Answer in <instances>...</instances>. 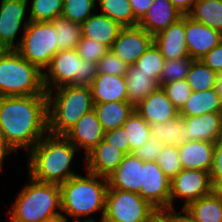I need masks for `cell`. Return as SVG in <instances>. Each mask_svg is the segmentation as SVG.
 <instances>
[{
  "label": "cell",
  "instance_id": "6da1fadb",
  "mask_svg": "<svg viewBox=\"0 0 222 222\" xmlns=\"http://www.w3.org/2000/svg\"><path fill=\"white\" fill-rule=\"evenodd\" d=\"M47 105L46 94L0 97V128L13 150L32 149L48 133Z\"/></svg>",
  "mask_w": 222,
  "mask_h": 222
},
{
  "label": "cell",
  "instance_id": "7a4b0ae2",
  "mask_svg": "<svg viewBox=\"0 0 222 222\" xmlns=\"http://www.w3.org/2000/svg\"><path fill=\"white\" fill-rule=\"evenodd\" d=\"M76 150L65 136L47 133L29 149V177L42 183L66 182L77 175L70 170Z\"/></svg>",
  "mask_w": 222,
  "mask_h": 222
},
{
  "label": "cell",
  "instance_id": "3957f363",
  "mask_svg": "<svg viewBox=\"0 0 222 222\" xmlns=\"http://www.w3.org/2000/svg\"><path fill=\"white\" fill-rule=\"evenodd\" d=\"M47 95L48 133L64 135L87 112L94 109L90 86L65 85ZM53 104V105H52Z\"/></svg>",
  "mask_w": 222,
  "mask_h": 222
},
{
  "label": "cell",
  "instance_id": "277c9868",
  "mask_svg": "<svg viewBox=\"0 0 222 222\" xmlns=\"http://www.w3.org/2000/svg\"><path fill=\"white\" fill-rule=\"evenodd\" d=\"M29 179L31 183L20 191L8 212L12 214L10 222H47L59 217L67 221L59 211L62 209L60 186Z\"/></svg>",
  "mask_w": 222,
  "mask_h": 222
},
{
  "label": "cell",
  "instance_id": "5b68a950",
  "mask_svg": "<svg viewBox=\"0 0 222 222\" xmlns=\"http://www.w3.org/2000/svg\"><path fill=\"white\" fill-rule=\"evenodd\" d=\"M99 177L101 178L98 179ZM59 186L62 211L75 217L73 219L76 220L80 216L91 215V213L102 209V222L108 190L106 177L88 171L87 177L77 174Z\"/></svg>",
  "mask_w": 222,
  "mask_h": 222
},
{
  "label": "cell",
  "instance_id": "8992f818",
  "mask_svg": "<svg viewBox=\"0 0 222 222\" xmlns=\"http://www.w3.org/2000/svg\"><path fill=\"white\" fill-rule=\"evenodd\" d=\"M46 94L43 72L15 49L0 50V97Z\"/></svg>",
  "mask_w": 222,
  "mask_h": 222
},
{
  "label": "cell",
  "instance_id": "52a82bcc",
  "mask_svg": "<svg viewBox=\"0 0 222 222\" xmlns=\"http://www.w3.org/2000/svg\"><path fill=\"white\" fill-rule=\"evenodd\" d=\"M46 69L49 72H43L46 92L52 91L53 85L56 88L65 85L90 86L98 74L97 64L82 59L76 49L60 50Z\"/></svg>",
  "mask_w": 222,
  "mask_h": 222
},
{
  "label": "cell",
  "instance_id": "ba28073f",
  "mask_svg": "<svg viewBox=\"0 0 222 222\" xmlns=\"http://www.w3.org/2000/svg\"><path fill=\"white\" fill-rule=\"evenodd\" d=\"M22 39L15 44V50L29 63L41 71L46 70L52 58L59 52L54 21L24 22Z\"/></svg>",
  "mask_w": 222,
  "mask_h": 222
},
{
  "label": "cell",
  "instance_id": "9c48e42d",
  "mask_svg": "<svg viewBox=\"0 0 222 222\" xmlns=\"http://www.w3.org/2000/svg\"><path fill=\"white\" fill-rule=\"evenodd\" d=\"M154 210L138 193L108 188L102 222H145Z\"/></svg>",
  "mask_w": 222,
  "mask_h": 222
},
{
  "label": "cell",
  "instance_id": "30bf717a",
  "mask_svg": "<svg viewBox=\"0 0 222 222\" xmlns=\"http://www.w3.org/2000/svg\"><path fill=\"white\" fill-rule=\"evenodd\" d=\"M212 181L210 172L203 170L183 169L171 180L170 209H173L175 197L185 198L182 208H186L191 202L212 193Z\"/></svg>",
  "mask_w": 222,
  "mask_h": 222
},
{
  "label": "cell",
  "instance_id": "8fae6325",
  "mask_svg": "<svg viewBox=\"0 0 222 222\" xmlns=\"http://www.w3.org/2000/svg\"><path fill=\"white\" fill-rule=\"evenodd\" d=\"M170 179L156 161L143 162L142 185L139 195L155 209H170Z\"/></svg>",
  "mask_w": 222,
  "mask_h": 222
},
{
  "label": "cell",
  "instance_id": "7c38bea8",
  "mask_svg": "<svg viewBox=\"0 0 222 222\" xmlns=\"http://www.w3.org/2000/svg\"><path fill=\"white\" fill-rule=\"evenodd\" d=\"M153 36L137 26L122 27L110 50L128 66L138 59L152 45Z\"/></svg>",
  "mask_w": 222,
  "mask_h": 222
},
{
  "label": "cell",
  "instance_id": "4fadbf2b",
  "mask_svg": "<svg viewBox=\"0 0 222 222\" xmlns=\"http://www.w3.org/2000/svg\"><path fill=\"white\" fill-rule=\"evenodd\" d=\"M185 33L188 54L194 60H201L222 39L219 31L195 21L188 15H185Z\"/></svg>",
  "mask_w": 222,
  "mask_h": 222
},
{
  "label": "cell",
  "instance_id": "5bb4252c",
  "mask_svg": "<svg viewBox=\"0 0 222 222\" xmlns=\"http://www.w3.org/2000/svg\"><path fill=\"white\" fill-rule=\"evenodd\" d=\"M28 0H1L0 50L15 49L14 39L19 31Z\"/></svg>",
  "mask_w": 222,
  "mask_h": 222
},
{
  "label": "cell",
  "instance_id": "9a60e30c",
  "mask_svg": "<svg viewBox=\"0 0 222 222\" xmlns=\"http://www.w3.org/2000/svg\"><path fill=\"white\" fill-rule=\"evenodd\" d=\"M105 135V131L98 120L94 109L87 112L69 131L65 136L77 149L83 147L86 149L85 153H89L95 148Z\"/></svg>",
  "mask_w": 222,
  "mask_h": 222
},
{
  "label": "cell",
  "instance_id": "2e32d148",
  "mask_svg": "<svg viewBox=\"0 0 222 222\" xmlns=\"http://www.w3.org/2000/svg\"><path fill=\"white\" fill-rule=\"evenodd\" d=\"M153 43L161 51L165 60L190 58L186 45L185 15L153 36Z\"/></svg>",
  "mask_w": 222,
  "mask_h": 222
},
{
  "label": "cell",
  "instance_id": "e0dca14e",
  "mask_svg": "<svg viewBox=\"0 0 222 222\" xmlns=\"http://www.w3.org/2000/svg\"><path fill=\"white\" fill-rule=\"evenodd\" d=\"M135 111L149 125L161 124L179 116V110L172 104L160 86L135 106Z\"/></svg>",
  "mask_w": 222,
  "mask_h": 222
},
{
  "label": "cell",
  "instance_id": "ac0fdd59",
  "mask_svg": "<svg viewBox=\"0 0 222 222\" xmlns=\"http://www.w3.org/2000/svg\"><path fill=\"white\" fill-rule=\"evenodd\" d=\"M186 125L185 142L191 140L217 143L222 140V113H205L183 117Z\"/></svg>",
  "mask_w": 222,
  "mask_h": 222
},
{
  "label": "cell",
  "instance_id": "d6986e66",
  "mask_svg": "<svg viewBox=\"0 0 222 222\" xmlns=\"http://www.w3.org/2000/svg\"><path fill=\"white\" fill-rule=\"evenodd\" d=\"M143 161L133 153L126 154L116 170L107 177L108 188L140 193Z\"/></svg>",
  "mask_w": 222,
  "mask_h": 222
},
{
  "label": "cell",
  "instance_id": "ffe728a7",
  "mask_svg": "<svg viewBox=\"0 0 222 222\" xmlns=\"http://www.w3.org/2000/svg\"><path fill=\"white\" fill-rule=\"evenodd\" d=\"M183 17L170 0H153L149 11L138 22L150 35L155 36Z\"/></svg>",
  "mask_w": 222,
  "mask_h": 222
},
{
  "label": "cell",
  "instance_id": "44dd1931",
  "mask_svg": "<svg viewBox=\"0 0 222 222\" xmlns=\"http://www.w3.org/2000/svg\"><path fill=\"white\" fill-rule=\"evenodd\" d=\"M126 154L102 140L85 156L87 171L109 177L123 161Z\"/></svg>",
  "mask_w": 222,
  "mask_h": 222
},
{
  "label": "cell",
  "instance_id": "7402d4cb",
  "mask_svg": "<svg viewBox=\"0 0 222 222\" xmlns=\"http://www.w3.org/2000/svg\"><path fill=\"white\" fill-rule=\"evenodd\" d=\"M215 143L191 140L178 146L183 169L211 172Z\"/></svg>",
  "mask_w": 222,
  "mask_h": 222
},
{
  "label": "cell",
  "instance_id": "603a6c76",
  "mask_svg": "<svg viewBox=\"0 0 222 222\" xmlns=\"http://www.w3.org/2000/svg\"><path fill=\"white\" fill-rule=\"evenodd\" d=\"M93 103L128 101V92L124 77L109 74H97L90 85Z\"/></svg>",
  "mask_w": 222,
  "mask_h": 222
},
{
  "label": "cell",
  "instance_id": "cb8c5ba5",
  "mask_svg": "<svg viewBox=\"0 0 222 222\" xmlns=\"http://www.w3.org/2000/svg\"><path fill=\"white\" fill-rule=\"evenodd\" d=\"M121 28L118 22L102 13L91 15L81 24L83 38L103 43L109 48L116 40Z\"/></svg>",
  "mask_w": 222,
  "mask_h": 222
},
{
  "label": "cell",
  "instance_id": "d4e9b609",
  "mask_svg": "<svg viewBox=\"0 0 222 222\" xmlns=\"http://www.w3.org/2000/svg\"><path fill=\"white\" fill-rule=\"evenodd\" d=\"M205 113H222V100L215 88L202 92L192 91L179 110L181 117L201 116Z\"/></svg>",
  "mask_w": 222,
  "mask_h": 222
},
{
  "label": "cell",
  "instance_id": "484cf974",
  "mask_svg": "<svg viewBox=\"0 0 222 222\" xmlns=\"http://www.w3.org/2000/svg\"><path fill=\"white\" fill-rule=\"evenodd\" d=\"M124 78L128 92V102L134 107L159 87L154 78L139 70L136 65L128 67Z\"/></svg>",
  "mask_w": 222,
  "mask_h": 222
},
{
  "label": "cell",
  "instance_id": "4316f807",
  "mask_svg": "<svg viewBox=\"0 0 222 222\" xmlns=\"http://www.w3.org/2000/svg\"><path fill=\"white\" fill-rule=\"evenodd\" d=\"M94 110L104 131L122 127L127 118L133 113L135 107L128 101L95 103Z\"/></svg>",
  "mask_w": 222,
  "mask_h": 222
},
{
  "label": "cell",
  "instance_id": "83f0119b",
  "mask_svg": "<svg viewBox=\"0 0 222 222\" xmlns=\"http://www.w3.org/2000/svg\"><path fill=\"white\" fill-rule=\"evenodd\" d=\"M183 210L196 222H222V200L213 192Z\"/></svg>",
  "mask_w": 222,
  "mask_h": 222
},
{
  "label": "cell",
  "instance_id": "f1b7e54d",
  "mask_svg": "<svg viewBox=\"0 0 222 222\" xmlns=\"http://www.w3.org/2000/svg\"><path fill=\"white\" fill-rule=\"evenodd\" d=\"M187 15L222 34V0H196Z\"/></svg>",
  "mask_w": 222,
  "mask_h": 222
},
{
  "label": "cell",
  "instance_id": "f546056e",
  "mask_svg": "<svg viewBox=\"0 0 222 222\" xmlns=\"http://www.w3.org/2000/svg\"><path fill=\"white\" fill-rule=\"evenodd\" d=\"M150 129L151 136L164 145L180 146L185 142L186 125L180 115L161 124H151Z\"/></svg>",
  "mask_w": 222,
  "mask_h": 222
},
{
  "label": "cell",
  "instance_id": "4dcf8cb0",
  "mask_svg": "<svg viewBox=\"0 0 222 222\" xmlns=\"http://www.w3.org/2000/svg\"><path fill=\"white\" fill-rule=\"evenodd\" d=\"M126 131L130 154L144 145L152 136L150 125L134 110L122 125Z\"/></svg>",
  "mask_w": 222,
  "mask_h": 222
},
{
  "label": "cell",
  "instance_id": "1f68e13d",
  "mask_svg": "<svg viewBox=\"0 0 222 222\" xmlns=\"http://www.w3.org/2000/svg\"><path fill=\"white\" fill-rule=\"evenodd\" d=\"M103 15L118 22L122 27L137 26L129 0H98Z\"/></svg>",
  "mask_w": 222,
  "mask_h": 222
},
{
  "label": "cell",
  "instance_id": "d6a6232c",
  "mask_svg": "<svg viewBox=\"0 0 222 222\" xmlns=\"http://www.w3.org/2000/svg\"><path fill=\"white\" fill-rule=\"evenodd\" d=\"M58 50L76 49L82 38L81 24L63 17L54 20Z\"/></svg>",
  "mask_w": 222,
  "mask_h": 222
},
{
  "label": "cell",
  "instance_id": "836d02e7",
  "mask_svg": "<svg viewBox=\"0 0 222 222\" xmlns=\"http://www.w3.org/2000/svg\"><path fill=\"white\" fill-rule=\"evenodd\" d=\"M217 75L201 60H193L186 80L192 91L202 92L215 88Z\"/></svg>",
  "mask_w": 222,
  "mask_h": 222
},
{
  "label": "cell",
  "instance_id": "e575fe53",
  "mask_svg": "<svg viewBox=\"0 0 222 222\" xmlns=\"http://www.w3.org/2000/svg\"><path fill=\"white\" fill-rule=\"evenodd\" d=\"M64 0H32L29 21H54L61 17Z\"/></svg>",
  "mask_w": 222,
  "mask_h": 222
},
{
  "label": "cell",
  "instance_id": "d590c367",
  "mask_svg": "<svg viewBox=\"0 0 222 222\" xmlns=\"http://www.w3.org/2000/svg\"><path fill=\"white\" fill-rule=\"evenodd\" d=\"M164 64L165 59L154 43H152L135 63L139 70L148 74V76L154 78L157 82L159 81Z\"/></svg>",
  "mask_w": 222,
  "mask_h": 222
},
{
  "label": "cell",
  "instance_id": "8d00e7d4",
  "mask_svg": "<svg viewBox=\"0 0 222 222\" xmlns=\"http://www.w3.org/2000/svg\"><path fill=\"white\" fill-rule=\"evenodd\" d=\"M193 60L192 58L165 60L158 85L161 87L169 82L186 79Z\"/></svg>",
  "mask_w": 222,
  "mask_h": 222
},
{
  "label": "cell",
  "instance_id": "74e56055",
  "mask_svg": "<svg viewBox=\"0 0 222 222\" xmlns=\"http://www.w3.org/2000/svg\"><path fill=\"white\" fill-rule=\"evenodd\" d=\"M96 0H64L61 17L82 24L92 14Z\"/></svg>",
  "mask_w": 222,
  "mask_h": 222
},
{
  "label": "cell",
  "instance_id": "f35d334b",
  "mask_svg": "<svg viewBox=\"0 0 222 222\" xmlns=\"http://www.w3.org/2000/svg\"><path fill=\"white\" fill-rule=\"evenodd\" d=\"M156 162L170 181L183 170L178 146L164 145Z\"/></svg>",
  "mask_w": 222,
  "mask_h": 222
},
{
  "label": "cell",
  "instance_id": "ab89813d",
  "mask_svg": "<svg viewBox=\"0 0 222 222\" xmlns=\"http://www.w3.org/2000/svg\"><path fill=\"white\" fill-rule=\"evenodd\" d=\"M172 104L180 110L189 99L192 89L186 79L169 82L161 86Z\"/></svg>",
  "mask_w": 222,
  "mask_h": 222
},
{
  "label": "cell",
  "instance_id": "60d3db41",
  "mask_svg": "<svg viewBox=\"0 0 222 222\" xmlns=\"http://www.w3.org/2000/svg\"><path fill=\"white\" fill-rule=\"evenodd\" d=\"M76 50L82 59L97 64L110 48L103 43L82 37L77 44Z\"/></svg>",
  "mask_w": 222,
  "mask_h": 222
},
{
  "label": "cell",
  "instance_id": "b9f144b4",
  "mask_svg": "<svg viewBox=\"0 0 222 222\" xmlns=\"http://www.w3.org/2000/svg\"><path fill=\"white\" fill-rule=\"evenodd\" d=\"M128 65L109 50L98 62V74H109L113 76L124 77L127 72Z\"/></svg>",
  "mask_w": 222,
  "mask_h": 222
},
{
  "label": "cell",
  "instance_id": "7bdbcfd3",
  "mask_svg": "<svg viewBox=\"0 0 222 222\" xmlns=\"http://www.w3.org/2000/svg\"><path fill=\"white\" fill-rule=\"evenodd\" d=\"M164 144L151 137L144 145L140 146L133 154L143 162L156 161Z\"/></svg>",
  "mask_w": 222,
  "mask_h": 222
},
{
  "label": "cell",
  "instance_id": "ee69618b",
  "mask_svg": "<svg viewBox=\"0 0 222 222\" xmlns=\"http://www.w3.org/2000/svg\"><path fill=\"white\" fill-rule=\"evenodd\" d=\"M126 131L123 127L106 131L103 140L110 145L115 146L125 154H130L129 143L126 138Z\"/></svg>",
  "mask_w": 222,
  "mask_h": 222
},
{
  "label": "cell",
  "instance_id": "f6af8a7d",
  "mask_svg": "<svg viewBox=\"0 0 222 222\" xmlns=\"http://www.w3.org/2000/svg\"><path fill=\"white\" fill-rule=\"evenodd\" d=\"M201 61L216 73L222 72V39Z\"/></svg>",
  "mask_w": 222,
  "mask_h": 222
},
{
  "label": "cell",
  "instance_id": "bcb514c9",
  "mask_svg": "<svg viewBox=\"0 0 222 222\" xmlns=\"http://www.w3.org/2000/svg\"><path fill=\"white\" fill-rule=\"evenodd\" d=\"M211 181L222 180V140L215 143L213 166L210 172Z\"/></svg>",
  "mask_w": 222,
  "mask_h": 222
},
{
  "label": "cell",
  "instance_id": "7dc6e473",
  "mask_svg": "<svg viewBox=\"0 0 222 222\" xmlns=\"http://www.w3.org/2000/svg\"><path fill=\"white\" fill-rule=\"evenodd\" d=\"M153 0H129L135 19L139 22L149 11Z\"/></svg>",
  "mask_w": 222,
  "mask_h": 222
},
{
  "label": "cell",
  "instance_id": "c3c4849f",
  "mask_svg": "<svg viewBox=\"0 0 222 222\" xmlns=\"http://www.w3.org/2000/svg\"><path fill=\"white\" fill-rule=\"evenodd\" d=\"M145 222H172V209H155Z\"/></svg>",
  "mask_w": 222,
  "mask_h": 222
},
{
  "label": "cell",
  "instance_id": "681fc988",
  "mask_svg": "<svg viewBox=\"0 0 222 222\" xmlns=\"http://www.w3.org/2000/svg\"><path fill=\"white\" fill-rule=\"evenodd\" d=\"M171 3L183 14L187 15L193 8L196 0H170Z\"/></svg>",
  "mask_w": 222,
  "mask_h": 222
},
{
  "label": "cell",
  "instance_id": "f907efd6",
  "mask_svg": "<svg viewBox=\"0 0 222 222\" xmlns=\"http://www.w3.org/2000/svg\"><path fill=\"white\" fill-rule=\"evenodd\" d=\"M11 151H13V149L5 141L3 131L0 128V170L2 169L3 158Z\"/></svg>",
  "mask_w": 222,
  "mask_h": 222
},
{
  "label": "cell",
  "instance_id": "816d5d0a",
  "mask_svg": "<svg viewBox=\"0 0 222 222\" xmlns=\"http://www.w3.org/2000/svg\"><path fill=\"white\" fill-rule=\"evenodd\" d=\"M174 209H172V222H196L193 220L184 210L183 212L186 215H181V212L174 213Z\"/></svg>",
  "mask_w": 222,
  "mask_h": 222
},
{
  "label": "cell",
  "instance_id": "f5cc1de1",
  "mask_svg": "<svg viewBox=\"0 0 222 222\" xmlns=\"http://www.w3.org/2000/svg\"><path fill=\"white\" fill-rule=\"evenodd\" d=\"M212 192L222 200V180L212 181Z\"/></svg>",
  "mask_w": 222,
  "mask_h": 222
},
{
  "label": "cell",
  "instance_id": "db71d44e",
  "mask_svg": "<svg viewBox=\"0 0 222 222\" xmlns=\"http://www.w3.org/2000/svg\"><path fill=\"white\" fill-rule=\"evenodd\" d=\"M215 89L222 100V72L218 73V75H217V82L215 85Z\"/></svg>",
  "mask_w": 222,
  "mask_h": 222
},
{
  "label": "cell",
  "instance_id": "11a10c76",
  "mask_svg": "<svg viewBox=\"0 0 222 222\" xmlns=\"http://www.w3.org/2000/svg\"><path fill=\"white\" fill-rule=\"evenodd\" d=\"M47 222H68V221H66L63 217H59V218H56Z\"/></svg>",
  "mask_w": 222,
  "mask_h": 222
},
{
  "label": "cell",
  "instance_id": "9f6ffc18",
  "mask_svg": "<svg viewBox=\"0 0 222 222\" xmlns=\"http://www.w3.org/2000/svg\"><path fill=\"white\" fill-rule=\"evenodd\" d=\"M83 222H96L94 219H86V220H84Z\"/></svg>",
  "mask_w": 222,
  "mask_h": 222
}]
</instances>
